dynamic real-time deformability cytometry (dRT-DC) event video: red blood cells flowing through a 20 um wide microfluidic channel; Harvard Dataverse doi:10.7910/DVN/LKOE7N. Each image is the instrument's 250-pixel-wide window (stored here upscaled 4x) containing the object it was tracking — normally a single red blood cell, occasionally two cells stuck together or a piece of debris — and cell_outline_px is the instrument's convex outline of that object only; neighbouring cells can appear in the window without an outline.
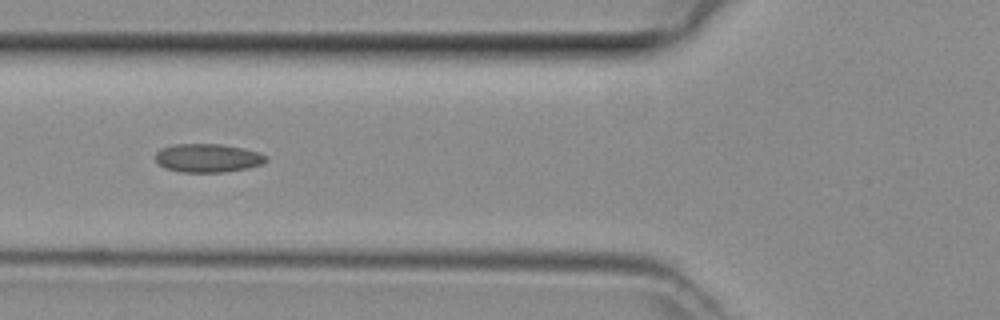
{"species": "common noctule bat (a hibernating species)", "species_latin": "Nyctalus noctula", "temperature_condition": "room temperature", "stored_images_in_passage": 3, "camera_frame_rate_fps": 3000, "um_per_image_px": 0.085, "animal": {"sex": "female", "body_mass_g": 29.2, "forearm_length_mm": 56.3}, "frame": {"image": 1, "passage_image": 3, "time_ms": 0.667, "image_size_px": [1000, 320], "cell_outline_px": [[268, 160], [264, 164], [248, 168], [224, 172], [180, 172], [168, 168], [160, 164], [156, 160], [156, 152], [160, 148], [172, 144], [224, 144], [244, 148], [260, 152], [268, 156]], "centroid_in_image_um": [17.72, 13.42], "position_along_channel_um": 108.1, "area_um2": 18.61}}